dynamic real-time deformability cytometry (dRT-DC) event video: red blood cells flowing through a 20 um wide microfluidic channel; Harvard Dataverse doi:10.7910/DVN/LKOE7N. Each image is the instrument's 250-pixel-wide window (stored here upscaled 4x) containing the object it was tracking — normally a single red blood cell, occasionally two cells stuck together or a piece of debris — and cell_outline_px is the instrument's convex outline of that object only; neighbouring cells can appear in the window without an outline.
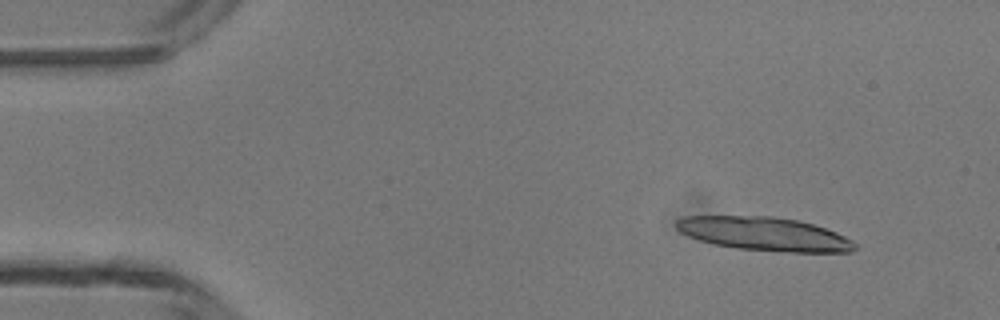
{"species": "common noctule bat (a hibernating species)", "species_latin": "Nyctalus noctula", "temperature_condition": "room temperature", "stored_images_in_passage": 5, "camera_frame_rate_fps": 3000, "um_per_image_px": 0.085, "animal": {"sex": "male", "body_mass_g": 13.3}, "frame": {"image": 1, "passage_image": 2, "time_ms": 1.0, "image_size_px": [1000, 320], "cell_outline_px": [[856, 248], [852, 252], [780, 252], [736, 248], [716, 244], [700, 240], [688, 236], [680, 232], [676, 228], [676, 220], [684, 216], [772, 216], [796, 220], [812, 224], [836, 232], [852, 240], [856, 244]], "centroid_in_image_um": [64.97, 19.89], "position_along_channel_um": 20.0, "area_um2": 34.91}}
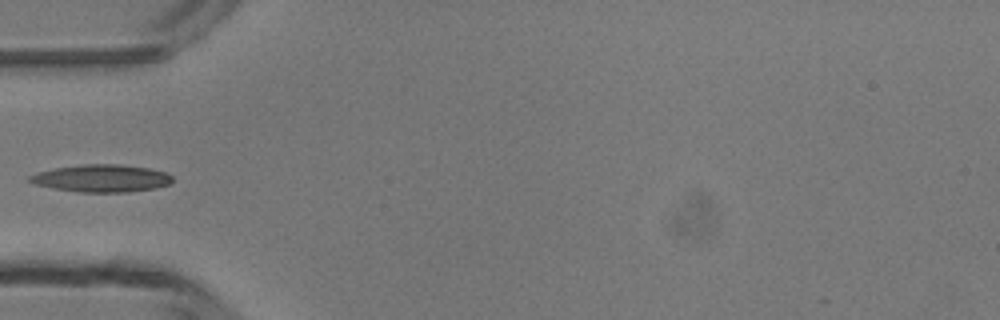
{"frame": {"image": 2, "passage_image": 5, "time_ms": 4.667, "image_size_px": [1000, 320], "cell_outline_px": [[172, 180], [168, 184], [156, 188], [128, 192], [80, 192], [52, 188], [36, 184], [24, 180], [28, 176], [36, 172], [56, 168], [80, 164], [120, 164], [148, 168], [168, 172], [172, 176]], "centroid_in_image_um": [8.6, 15.15], "position_along_channel_um": 76.4, "area_um2": 23.0}}